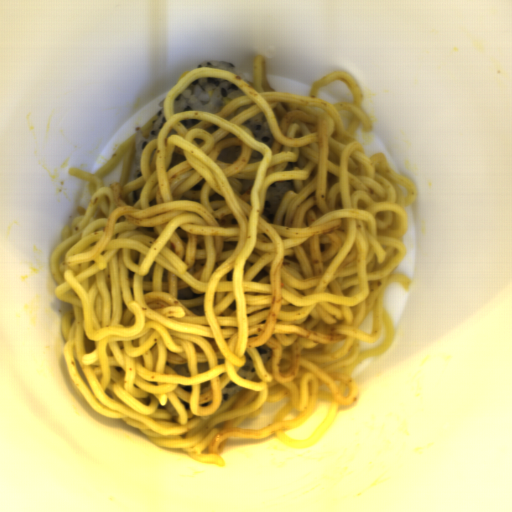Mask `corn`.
Listing matches in <instances>:
<instances>
[{"mask_svg": "<svg viewBox=\"0 0 512 512\" xmlns=\"http://www.w3.org/2000/svg\"><path fill=\"white\" fill-rule=\"evenodd\" d=\"M159 118V115H153L146 123L145 125L141 128V133L142 135L144 136V138L146 139L147 137H149V135L151 134V132L153 131V125H154V122L157 121Z\"/></svg>", "mask_w": 512, "mask_h": 512, "instance_id": "1", "label": "corn"}]
</instances>
